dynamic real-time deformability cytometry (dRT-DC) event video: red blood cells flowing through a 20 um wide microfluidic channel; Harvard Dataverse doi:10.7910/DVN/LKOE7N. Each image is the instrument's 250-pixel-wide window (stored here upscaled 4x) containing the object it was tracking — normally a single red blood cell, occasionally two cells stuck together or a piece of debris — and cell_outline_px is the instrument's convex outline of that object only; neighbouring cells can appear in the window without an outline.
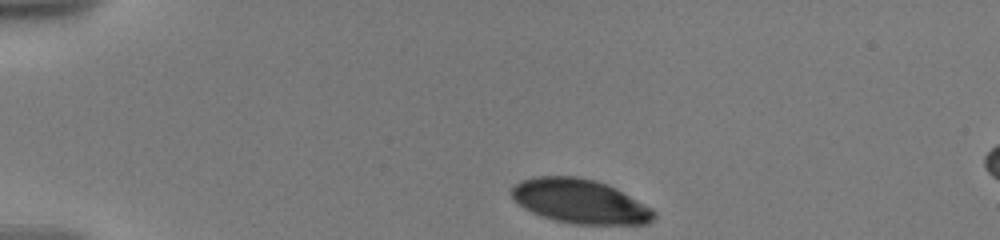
{"species": "human", "species_latin": "Homo sapiens", "temperature_condition": "warm", "stored_images_in_passage": 52, "camera_frame_rate_fps": 3000, "um_per_image_px": 0.085, "donor": {"sex": "male"}, "frame": {"image": 1, "passage_image": 1, "time_ms": 0.0, "image_size_px": [1000, 240], "cell_outline_px": [[656, 216], [648, 224], [576, 224], [556, 220], [532, 212], [524, 208], [512, 196], [512, 188], [520, 180], [536, 176], [576, 176], [596, 180], [608, 184], [616, 188], [652, 208], [656, 212]], "centroid_in_image_um": [49.33, 17.1], "position_along_channel_um": 35.7, "area_um2": 36.53}}
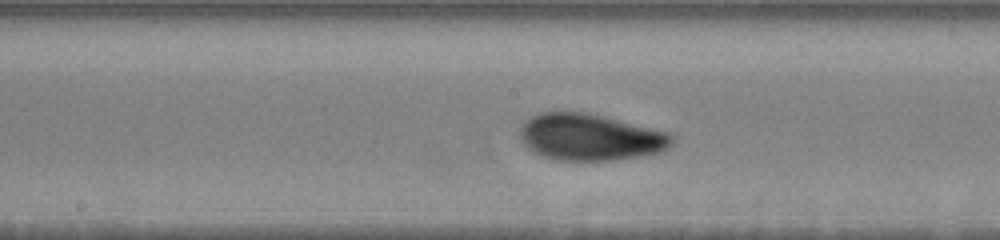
{"frame": {"image": 2, "passage_image": 20, "time_ms": 6.333, "image_size_px": [1000, 240], "cell_outline_px": [[672, 144], [664, 152], [644, 156], [612, 160], [556, 160], [532, 152], [524, 144], [520, 136], [520, 128], [532, 116], [540, 112], [588, 112], [668, 132], [672, 136]], "centroid_in_image_um": [50.19, 11.66], "position_along_channel_um": 198.0, "area_um2": 41.33}}
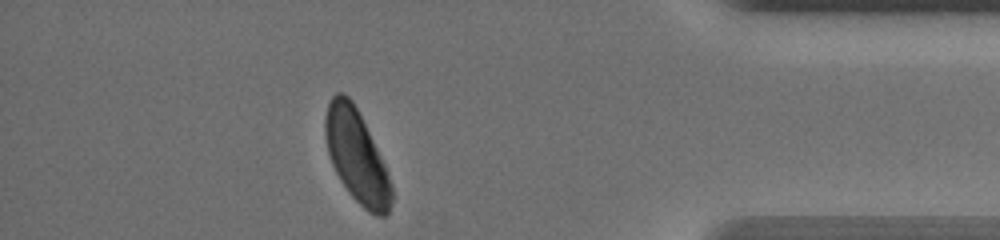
{"frame": {"image": 3, "passage_image": 40, "time_ms": 13.0, "image_size_px": [1000, 240], "cell_outline_px": [[392, 200], [388, 212], [384, 216], [376, 216], [368, 212], [352, 196], [340, 180], [332, 164], [328, 152], [324, 136], [324, 120], [328, 104], [332, 96], [336, 92], [344, 92], [352, 100], [384, 164], [392, 184]], "centroid_in_image_um": [30.29, 13.28], "position_along_channel_um": 404.9, "area_um2": 35.26}, "authors_computed_cell_mechanics": {"area_um2": 38.6971, "velocity_mm_per_s": 3.5443, "shape_relaxation_time_tau1_ms": 2.6693, "shape_relaxation_time_tau2_ms": 1.5269, "deformation_change_tau1": 0.1222, "deformation_change_tau2": 0.0514}}